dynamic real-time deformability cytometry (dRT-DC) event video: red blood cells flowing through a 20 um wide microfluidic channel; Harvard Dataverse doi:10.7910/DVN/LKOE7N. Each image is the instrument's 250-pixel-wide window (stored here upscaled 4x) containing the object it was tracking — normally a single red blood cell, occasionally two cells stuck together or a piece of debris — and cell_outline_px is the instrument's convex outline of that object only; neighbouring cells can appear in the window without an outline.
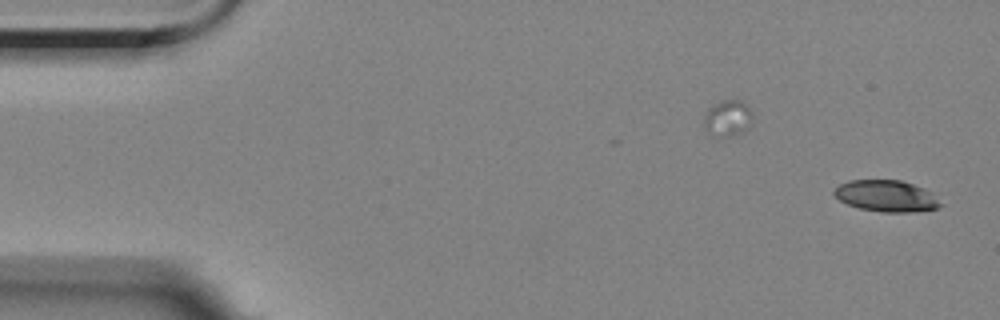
{"species": "Egyptian fruit bat (a non-hibernating species)", "species_latin": "Rousettus aegyptiacus", "temperature_condition": "room temperature", "stored_images_in_passage": 15, "camera_frame_rate_fps": 3000, "um_per_image_px": 0.085, "animal": {"sex": "female"}, "frame": {"image": 1, "passage_image": 1, "time_ms": 0.0, "image_size_px": [1000, 320], "cell_outline_px": [[944, 204], [940, 208], [912, 212], [880, 212], [860, 208], [848, 204], [840, 200], [832, 192], [840, 184], [848, 180], [900, 180], [924, 188]], "centroid_in_image_um": [75.36, 16.66], "position_along_channel_um": 9.6, "area_um2": 19.42}}
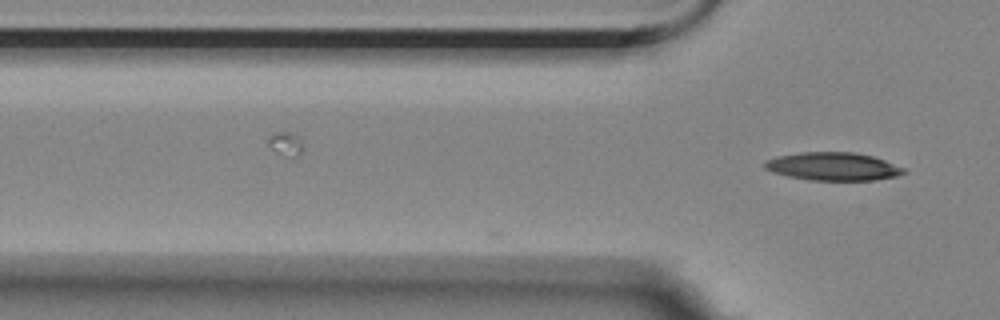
{"frame": {"image": 2, "passage_image": 15, "time_ms": 4.667, "image_size_px": [1000, 320], "cell_outline_px": [[908, 172], [896, 176], [872, 180], [812, 180], [788, 176], [772, 172], [764, 168], [764, 160], [776, 156], [800, 152], [856, 152], [872, 156], [884, 160], [904, 168]], "centroid_in_image_um": [70.78, 14.14], "position_along_channel_um": 55.0, "area_um2": 22.77}}